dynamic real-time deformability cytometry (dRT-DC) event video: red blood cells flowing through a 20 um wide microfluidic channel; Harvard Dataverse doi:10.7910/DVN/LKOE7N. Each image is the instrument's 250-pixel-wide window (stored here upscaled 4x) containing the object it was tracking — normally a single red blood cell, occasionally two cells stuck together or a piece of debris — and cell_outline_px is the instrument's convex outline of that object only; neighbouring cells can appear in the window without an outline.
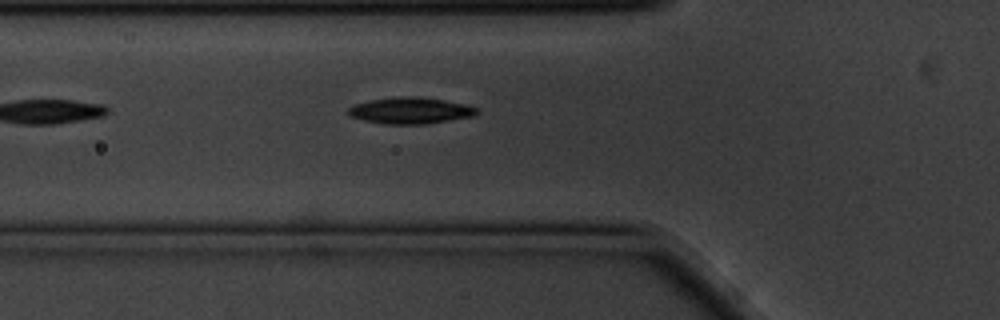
{"species": "common noctule bat (a hibernating species)", "species_latin": "Nyctalus noctula", "temperature_condition": "cold", "stored_images_in_passage": 5, "camera_frame_rate_fps": 3000, "um_per_image_px": 0.085, "animal": {"sex": "male", "body_mass_g": 20.1, "forearm_length_mm": 53.5}, "frame": {"image": 1, "passage_image": 5, "time_ms": 1.333, "image_size_px": [1000, 320], "cell_outline_px": [[480, 112], [476, 116], [424, 124], [384, 124], [364, 120], [348, 116], [348, 108], [352, 104], [368, 100], [400, 96], [416, 96], [444, 100], [464, 104], [480, 108]], "centroid_in_image_um": [34.89, 9.39], "position_along_channel_um": 90.9, "area_um2": 20.06}}